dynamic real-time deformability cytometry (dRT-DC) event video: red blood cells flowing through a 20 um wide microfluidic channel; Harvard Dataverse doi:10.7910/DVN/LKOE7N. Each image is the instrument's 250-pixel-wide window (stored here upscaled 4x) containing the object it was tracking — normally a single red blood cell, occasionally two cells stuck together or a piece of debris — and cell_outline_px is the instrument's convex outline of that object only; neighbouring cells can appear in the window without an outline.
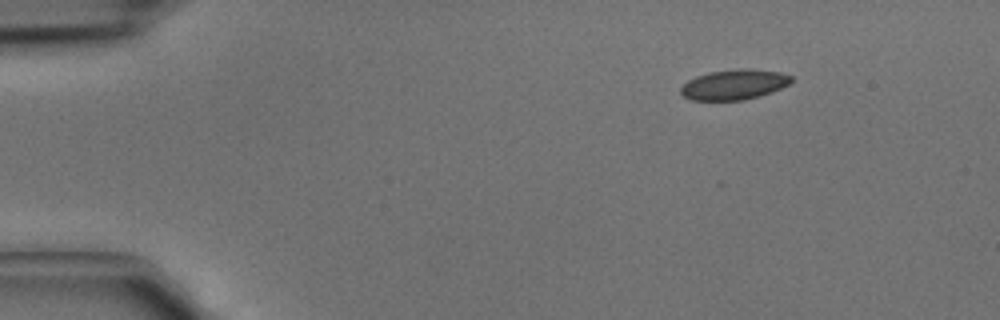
{"species": "common noctule bat (a hibernating species)", "species_latin": "Nyctalus noctula", "temperature_condition": "cold", "stored_images_in_passage": 4, "segment_of_instrument_passage": [1, 2], "camera_frame_rate_fps": 3000, "um_per_image_px": 0.085, "animal": {"sex": "male", "body_mass_g": 15.6}, "frame": {"image": 1, "passage_image": 1, "time_ms": 0.0, "image_size_px": [1000, 320], "cell_outline_px": [[792, 80], [788, 84], [772, 92], [744, 100], [692, 100], [684, 96], [680, 92], [680, 88], [688, 80], [696, 76], [708, 72], [744, 68], [748, 68], [780, 72], [792, 76]], "centroid_in_image_um": [62.39, 7.18], "position_along_channel_um": 22.6, "area_um2": 19.36}}
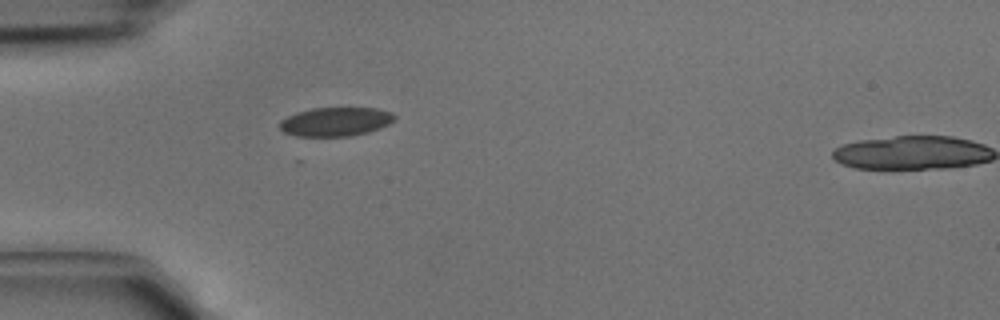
{"frame": {"image": 2, "passage_image": 3, "time_ms": 0.667, "image_size_px": [1000, 320], "cell_outline_px": [[396, 116], [388, 124], [380, 128], [368, 132], [352, 136], [296, 136], [284, 132], [280, 128], [280, 120], [296, 112], [312, 108], [376, 108], [392, 112]], "centroid_in_image_um": [28.52, 10.34], "position_along_channel_um": 56.5, "area_um2": 19.31}}